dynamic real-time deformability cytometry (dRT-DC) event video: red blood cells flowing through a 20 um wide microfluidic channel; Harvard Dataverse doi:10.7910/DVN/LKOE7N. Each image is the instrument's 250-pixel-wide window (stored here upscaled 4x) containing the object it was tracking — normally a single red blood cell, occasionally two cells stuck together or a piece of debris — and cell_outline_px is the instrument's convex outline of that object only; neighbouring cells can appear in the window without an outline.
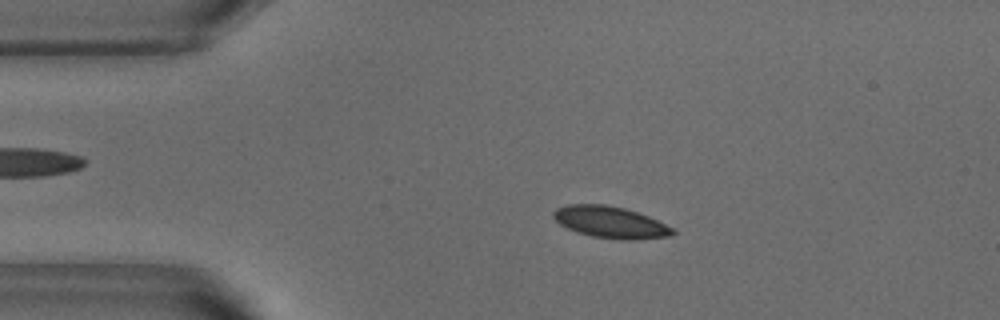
{"species": "common noctule bat (a hibernating species)", "species_latin": "Nyctalus noctula", "temperature_condition": "warm", "stored_images_in_passage": 51, "camera_frame_rate_fps": 3000, "um_per_image_px": 0.085, "animal": {"sex": "male", "body_mass_g": 18.8}, "frame": {"image": 1, "passage_image": 9, "time_ms": 2.667, "image_size_px": [1000, 320], "cell_outline_px": [[676, 232], [672, 236], [632, 240], [620, 240], [592, 236], [576, 232], [560, 224], [552, 216], [552, 212], [556, 208], [568, 204], [604, 204], [624, 208], [648, 216], [672, 228]], "centroid_in_image_um": [51.86, 18.89], "position_along_channel_um": 33.1, "area_um2": 21.96}}
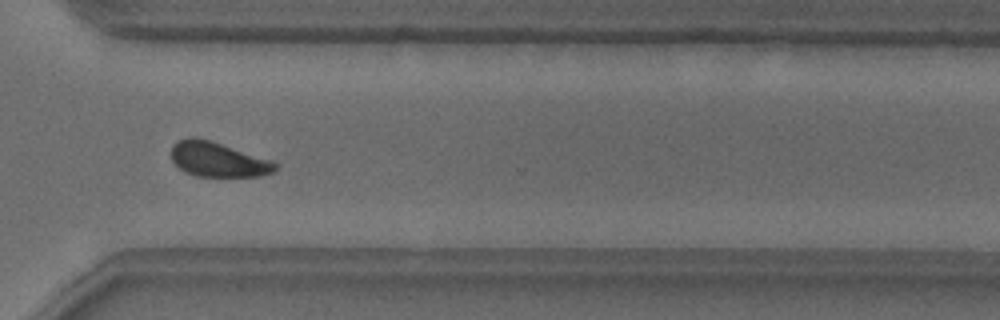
{"frame": {"image": 2, "passage_image": 37, "time_ms": 12.0, "image_size_px": [1000, 320], "cell_outline_px": [[280, 164], [272, 172], [260, 176], [196, 176], [184, 172], [172, 160], [172, 144], [176, 140], [188, 136], [196, 136], [212, 140], [272, 160]], "centroid_in_image_um": [18.51, 13.52], "position_along_channel_um": 352.1, "area_um2": 21.39}}
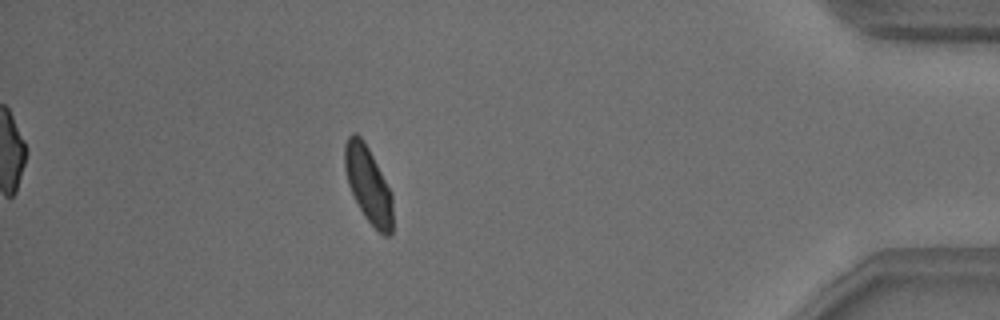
{"frame": {"image": 3, "passage_image": 45, "time_ms": 14.667, "image_size_px": [1000, 320], "cell_outline_px": [[392, 232], [388, 236], [384, 236], [364, 216], [348, 184], [344, 168], [344, 144], [348, 136], [352, 132], [356, 132], [364, 140], [392, 192]], "centroid_in_image_um": [31.29, 15.64], "position_along_channel_um": 403.9, "area_um2": 21.27}, "authors_computed_cell_mechanics": {"area_um2": 21.5594, "velocity_mm_per_s": 3.8035, "shape_relaxation_time_tau1_ms": 2.8325, "shape_relaxation_time_tau2_ms": 0.7543, "deformation_change_tau1": 0.113, "deformation_change_tau2": 0.0525}}